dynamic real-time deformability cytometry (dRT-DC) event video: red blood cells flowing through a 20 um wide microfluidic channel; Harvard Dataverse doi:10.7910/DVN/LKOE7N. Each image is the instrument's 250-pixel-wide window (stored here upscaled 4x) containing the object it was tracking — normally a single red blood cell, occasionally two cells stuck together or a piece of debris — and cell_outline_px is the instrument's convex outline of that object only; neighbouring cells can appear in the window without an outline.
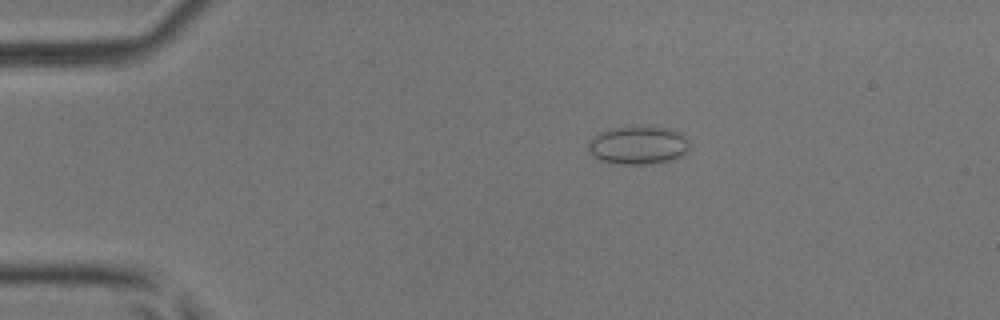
{"species": "common noctule bat (a hibernating species)", "species_latin": "Nyctalus noctula", "temperature_condition": "room temperature", "stored_images_in_passage": 51, "camera_frame_rate_fps": 3000, "um_per_image_px": 0.085, "animal": {"sex": "male", "body_mass_g": 17.9, "forearm_length_mm": 54.2}, "frame": {"image": 1, "passage_image": 10, "time_ms": 3.0, "image_size_px": [1000, 320], "cell_outline_px": [[688, 148], [680, 156], [672, 160], [648, 164], [616, 164], [600, 160], [588, 148], [588, 144], [592, 136], [600, 132], [612, 128], [628, 124], [652, 124], [672, 128], [680, 132], [688, 140]], "centroid_in_image_um": [54.26, 12.27], "position_along_channel_um": 30.7, "area_um2": 23.29}}
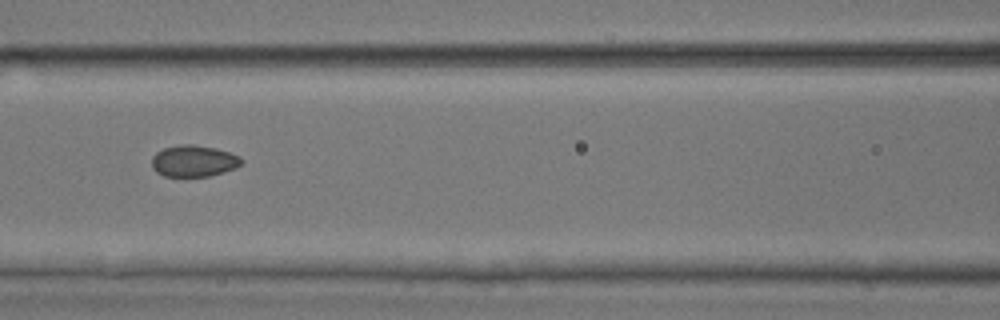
{"frame": {"image": 2, "passage_image": 23, "time_ms": 7.333, "image_size_px": [1000, 320], "cell_outline_px": [[244, 160], [236, 168], [224, 172], [208, 176], [164, 176], [156, 172], [152, 168], [152, 156], [156, 152], [164, 148], [180, 144], [192, 144], [216, 148], [240, 156]], "centroid_in_image_um": [16.46, 13.68], "position_along_channel_um": 150.1, "area_um2": 16.53}}
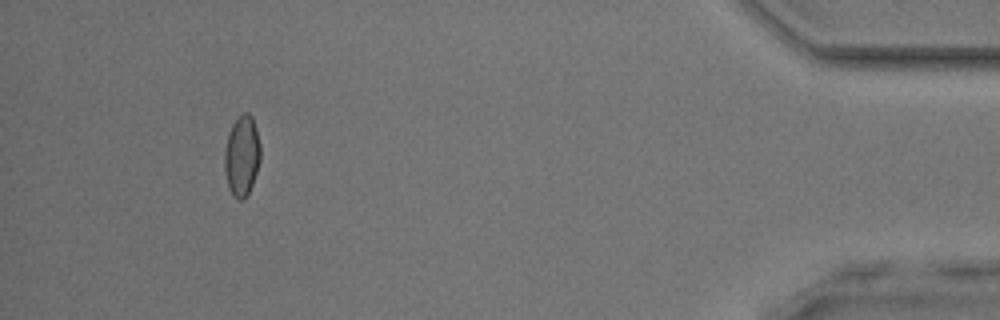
{"frame": {"image": 3, "passage_image": 47, "time_ms": 15.333, "image_size_px": [1000, 320], "cell_outline_px": [[260, 160], [252, 184], [244, 200], [240, 200], [232, 196], [228, 188], [224, 168], [224, 148], [228, 132], [232, 124], [244, 112], [248, 112], [252, 116], [256, 128], [260, 144]], "centroid_in_image_um": [20.54, 13.25], "position_along_channel_um": 414.7, "area_um2": 16.99}, "authors_computed_cell_mechanics": {"area_um2": 16.8776, "velocity_mm_per_s": 4.1028, "shape_relaxation_time_tau1_ms": null, "shape_relaxation_time_tau2_ms": 0.8708, "deformation_change_tau1": null, "deformation_change_tau2": 0.0408}}